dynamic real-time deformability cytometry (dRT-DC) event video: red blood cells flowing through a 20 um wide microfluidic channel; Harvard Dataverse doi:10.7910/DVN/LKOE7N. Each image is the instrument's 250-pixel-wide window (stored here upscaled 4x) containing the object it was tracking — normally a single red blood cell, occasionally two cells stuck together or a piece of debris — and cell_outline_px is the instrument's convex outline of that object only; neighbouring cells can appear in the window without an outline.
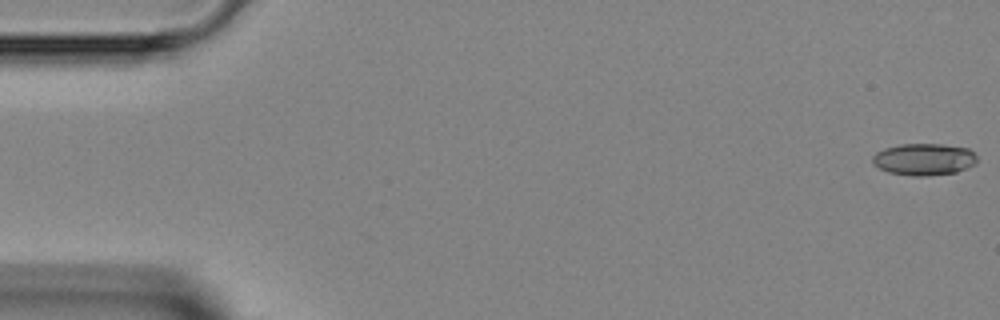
{"species": "Egyptian fruit bat (a non-hibernating species)", "species_latin": "Rousettus aegyptiacus", "temperature_condition": "room temperature", "stored_images_in_passage": 45, "camera_frame_rate_fps": 3000, "um_per_image_px": 0.085, "animal": {"sex": "female"}, "frame": {"image": 1, "passage_image": 1, "time_ms": 0.0, "image_size_px": [1000, 320], "cell_outline_px": [[976, 164], [968, 168], [956, 172], [928, 176], [912, 176], [888, 172], [872, 164], [872, 156], [876, 152], [884, 148], [900, 144], [940, 144], [968, 148], [976, 156]], "centroid_in_image_um": [78.52, 13.55], "position_along_channel_um": 6.5, "area_um2": 19.54}}
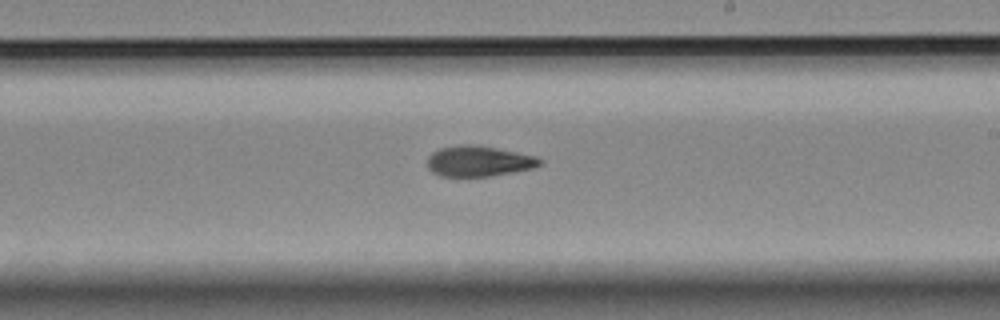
{"frame": {"image": 2, "passage_image": 27, "time_ms": 8.667, "image_size_px": [1000, 320], "cell_outline_px": [[540, 164], [532, 168], [492, 176], [440, 176], [432, 172], [428, 168], [428, 156], [432, 152], [440, 148], [460, 144], [476, 144], [536, 156], [540, 160]], "centroid_in_image_um": [40.64, 13.69], "position_along_channel_um": 248.4, "area_um2": 19.94}}
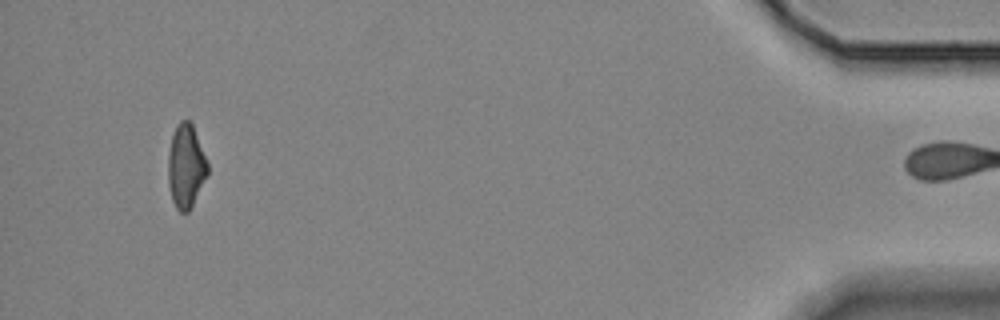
{"frame": {"image": 3, "passage_image": 44, "time_ms": 14.333, "image_size_px": [1000, 320], "cell_outline_px": [[208, 176], [188, 212], [180, 212], [176, 208], [172, 200], [168, 184], [168, 156], [172, 136], [176, 124], [180, 120], [188, 120], [192, 124], [208, 164]], "centroid_in_image_um": [15.8, 14.14], "position_along_channel_um": 419.4, "area_um2": 19.19}}